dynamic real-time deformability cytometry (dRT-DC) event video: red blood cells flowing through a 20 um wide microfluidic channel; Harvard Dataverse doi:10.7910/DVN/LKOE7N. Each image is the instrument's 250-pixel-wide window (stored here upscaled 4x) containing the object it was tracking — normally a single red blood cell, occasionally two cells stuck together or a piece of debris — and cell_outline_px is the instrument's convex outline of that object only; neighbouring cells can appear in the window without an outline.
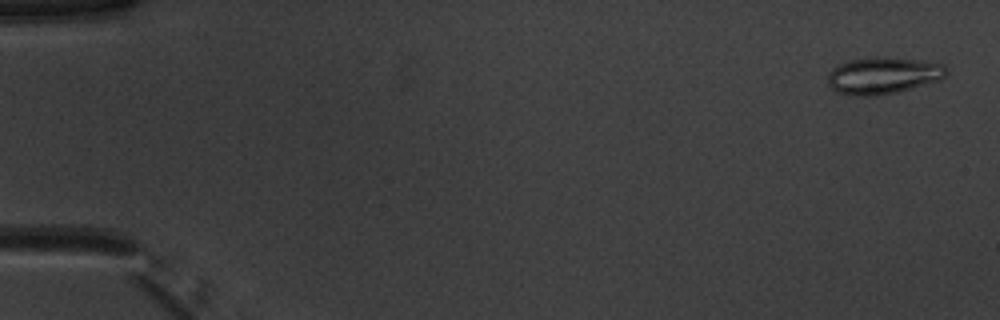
{"species": "common noctule bat (a hibernating species)", "species_latin": "Nyctalus noctula", "temperature_condition": "warm", "stored_images_in_passage": 52, "camera_frame_rate_fps": 3000, "um_per_image_px": 0.085, "animal": {"sex": "male", "body_mass_g": 20.1, "forearm_length_mm": 53.5}, "frame": {"image": 1, "passage_image": 2, "time_ms": 0.333, "image_size_px": [1000, 320], "cell_outline_px": [[948, 72], [940, 80], [896, 92], [876, 96], [856, 96], [836, 92], [828, 84], [828, 72], [836, 64], [848, 60], [876, 56], [884, 56], [920, 60], [944, 64], [948, 68]], "centroid_in_image_um": [75.04, 6.4], "position_along_channel_um": 10.0, "area_um2": 25.84}}
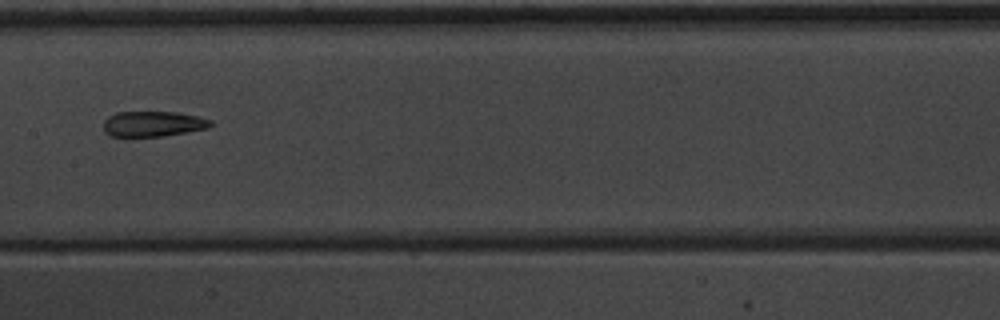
{"frame": {"image": 2, "passage_image": 27, "time_ms": 8.667, "image_size_px": [1000, 320], "cell_outline_px": [[216, 124], [208, 128], [160, 136], [112, 136], [104, 132], [104, 120], [108, 116], [116, 112], [176, 112], [196, 116], [212, 120]], "centroid_in_image_um": [13.02, 10.52], "position_along_channel_um": 194.4, "area_um2": 15.78}}
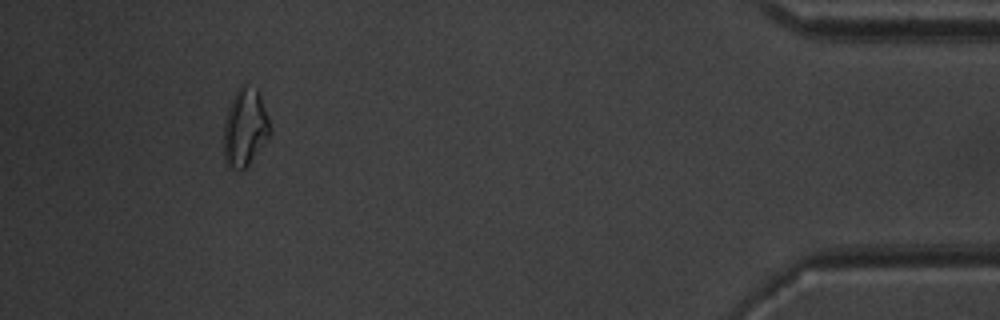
{"frame": {"image": 3, "passage_image": 48, "time_ms": 15.667, "image_size_px": [1000, 320], "cell_outline_px": [[272, 132], [244, 172], [240, 172], [228, 168], [224, 160], [224, 120], [228, 108], [240, 84], [244, 84], [256, 88], [260, 96], [272, 128]], "centroid_in_image_um": [20.82, 10.91], "position_along_channel_um": 414.4, "area_um2": 21.33}, "authors_computed_cell_mechanics": {"area_um2": 18.3515, "velocity_mm_per_s": 3.9672, "shape_relaxation_time_tau1_ms": null, "shape_relaxation_time_tau2_ms": 3.2145, "deformation_change_tau1": null, "deformation_change_tau2": 0.1157}}